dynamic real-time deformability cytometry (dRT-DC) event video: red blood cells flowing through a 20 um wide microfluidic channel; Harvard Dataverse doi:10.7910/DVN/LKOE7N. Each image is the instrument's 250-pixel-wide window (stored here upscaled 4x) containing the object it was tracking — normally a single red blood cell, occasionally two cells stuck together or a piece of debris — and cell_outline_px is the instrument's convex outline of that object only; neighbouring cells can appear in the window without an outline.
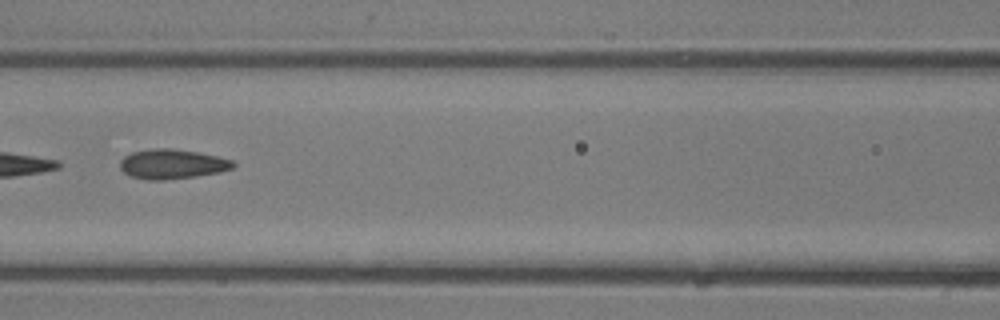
{"species": "common noctule bat (a hibernating species)", "species_latin": "Nyctalus noctula", "temperature_condition": "room temperature", "stored_images_in_passage": 35, "camera_frame_rate_fps": 3000, "um_per_image_px": 0.085, "animal": {"sex": "male", "body_mass_g": 13.3}, "frame": {"image": 1, "passage_image": 16, "time_ms": 5.0, "image_size_px": [1000, 320], "cell_outline_px": [[236, 164], [232, 168], [220, 172], [196, 176], [164, 180], [148, 180], [132, 176], [124, 172], [120, 168], [120, 160], [124, 156], [132, 152], [152, 148], [172, 148], [200, 152], [232, 160]], "centroid_in_image_um": [14.63, 13.93], "position_along_channel_um": 152.0, "area_um2": 19.59}}
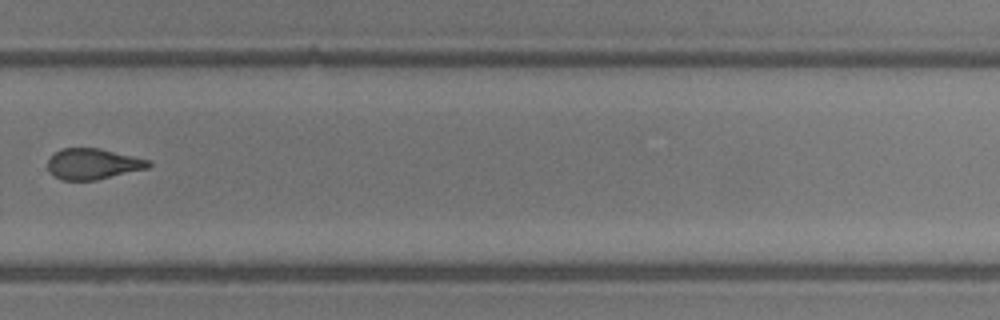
{"frame": {"image": 2, "passage_image": 25, "time_ms": 8.0, "image_size_px": [1000, 320], "cell_outline_px": [[152, 164], [148, 168], [96, 180], [60, 180], [48, 172], [48, 160], [56, 152], [64, 148], [100, 148], [148, 160]], "centroid_in_image_um": [7.87, 13.94], "position_along_channel_um": 321.9, "area_um2": 17.98}}